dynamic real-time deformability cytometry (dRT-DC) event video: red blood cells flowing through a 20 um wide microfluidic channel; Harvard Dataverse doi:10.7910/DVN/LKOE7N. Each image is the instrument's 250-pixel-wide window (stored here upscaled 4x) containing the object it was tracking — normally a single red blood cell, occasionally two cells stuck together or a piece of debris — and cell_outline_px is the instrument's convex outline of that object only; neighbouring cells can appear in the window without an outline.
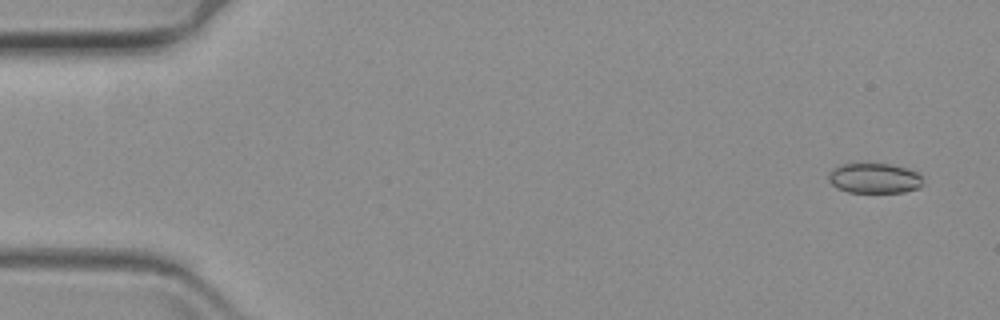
{"species": "common noctule bat (a hibernating species)", "species_latin": "Nyctalus noctula", "temperature_condition": "warm", "stored_images_in_passage": 62, "camera_frame_rate_fps": 3000, "um_per_image_px": 0.085, "animal": {"sex": "female", "body_mass_g": 19.3, "forearm_length_mm": 54.1}, "frame": {"image": 1, "passage_image": 3, "time_ms": 0.667, "image_size_px": [1000, 320], "cell_outline_px": [[924, 184], [920, 188], [904, 192], [848, 192], [836, 188], [828, 180], [828, 172], [832, 168], [840, 164], [892, 164], [908, 168], [916, 172], [920, 176]], "centroid_in_image_um": [74.31, 15.15], "position_along_channel_um": 10.7, "area_um2": 16.76}}
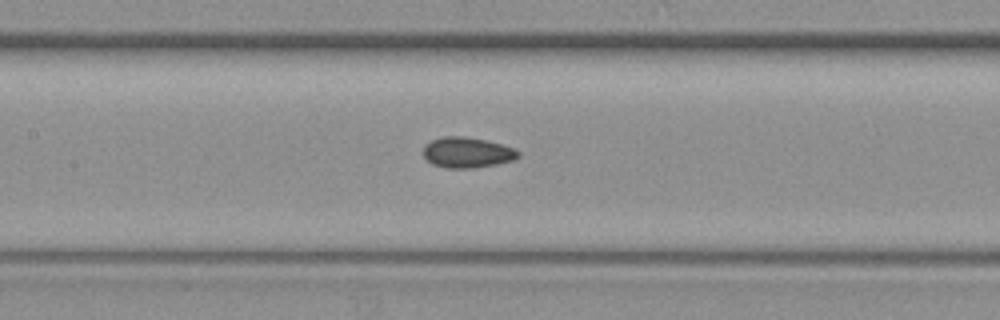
{"frame": {"image": 2, "passage_image": 29, "time_ms": 9.333, "image_size_px": [1000, 320], "cell_outline_px": [[520, 156], [512, 160], [496, 164], [472, 168], [448, 168], [432, 164], [424, 156], [424, 144], [432, 140], [444, 136], [464, 136], [484, 140], [516, 148], [520, 152]], "centroid_in_image_um": [39.71, 12.96], "position_along_channel_um": 167.7, "area_um2": 16.82}}
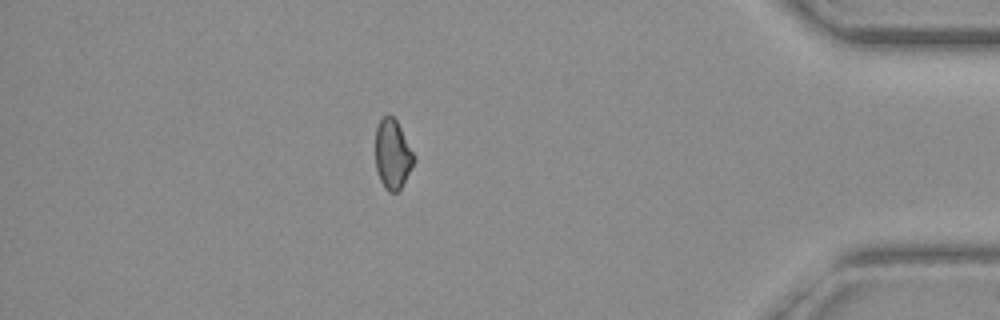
{"frame": {"image": 3, "passage_image": 54, "time_ms": 17.667, "image_size_px": [1000, 320], "cell_outline_px": [[416, 160], [400, 188], [396, 192], [388, 192], [384, 188], [380, 180], [376, 168], [376, 128], [380, 120], [388, 112], [396, 120], [416, 156]], "centroid_in_image_um": [33.38, 13.1], "position_along_channel_um": 401.8, "area_um2": 15.61}}